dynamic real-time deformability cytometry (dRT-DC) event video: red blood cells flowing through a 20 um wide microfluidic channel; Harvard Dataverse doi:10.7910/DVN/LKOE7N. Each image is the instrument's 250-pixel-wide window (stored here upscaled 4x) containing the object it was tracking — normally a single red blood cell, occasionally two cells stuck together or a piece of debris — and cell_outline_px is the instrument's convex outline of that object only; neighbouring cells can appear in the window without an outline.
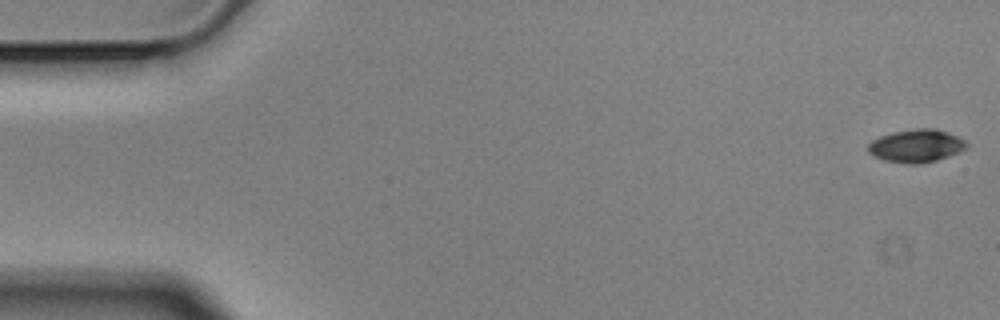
{"species": "Egyptian fruit bat (a non-hibernating species)", "species_latin": "Rousettus aegyptiacus", "temperature_condition": "cold", "stored_images_in_passage": 57, "camera_frame_rate_fps": 3000, "um_per_image_px": 0.085, "animal": {"sex": "male"}, "frame": {"image": 1, "passage_image": 1, "time_ms": 0.0, "image_size_px": [1000, 320], "cell_outline_px": [[968, 148], [948, 156], [936, 160], [920, 164], [908, 164], [884, 160], [872, 156], [868, 152], [868, 144], [872, 140], [880, 136], [892, 132], [916, 128], [936, 128], [948, 132], [964, 140], [968, 144]], "centroid_in_image_um": [77.87, 12.39], "position_along_channel_um": 7.1, "area_um2": 19.02}}
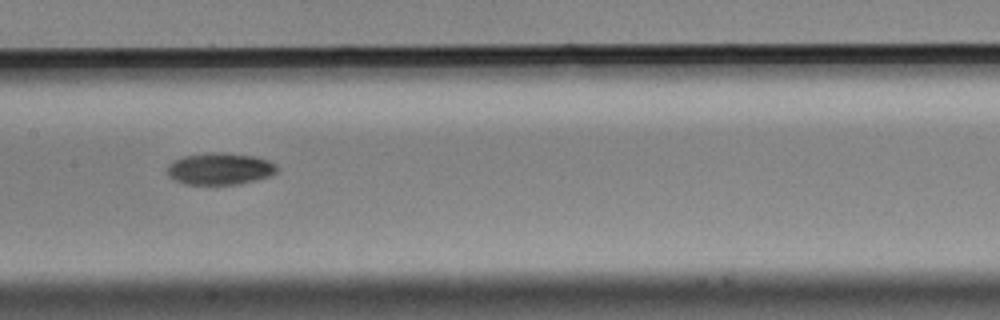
{"frame": {"image": 2, "passage_image": 28, "time_ms": 9.0, "image_size_px": [1000, 320], "cell_outline_px": [[276, 172], [268, 176], [256, 180], [240, 184], [184, 184], [168, 176], [168, 164], [184, 156], [216, 152], [252, 156], [268, 160], [276, 164]], "centroid_in_image_um": [18.69, 14.36], "position_along_channel_um": 188.7, "area_um2": 20.0}}
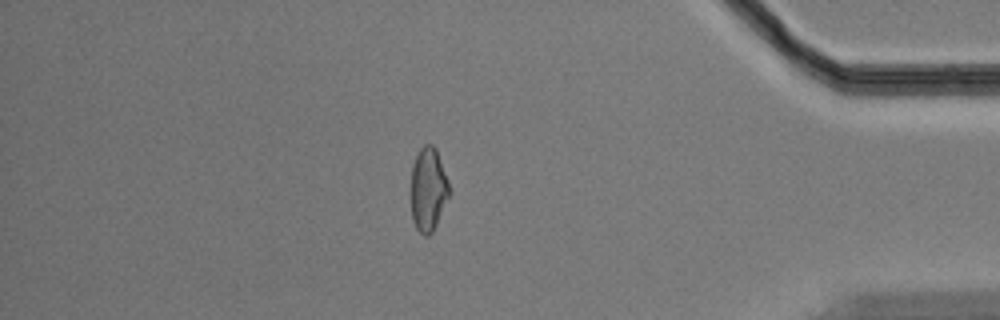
{"frame": {"image": 3, "passage_image": 49, "time_ms": 16.0, "image_size_px": [1000, 320], "cell_outline_px": [[448, 196], [436, 224], [432, 232], [428, 236], [424, 236], [416, 228], [412, 220], [412, 164], [420, 148], [424, 144], [432, 144], [436, 148], [448, 180]], "centroid_in_image_um": [36.39, 16.07], "position_along_channel_um": 398.8, "area_um2": 18.26}, "authors_computed_cell_mechanics": {"area_um2": 19.5364, "velocity_mm_per_s": 3.5194, "shape_relaxation_time_tau1_ms": 5.7544, "shape_relaxation_time_tau2_ms": null, "deformation_change_tau1": 0.1397, "deformation_change_tau2": null}}